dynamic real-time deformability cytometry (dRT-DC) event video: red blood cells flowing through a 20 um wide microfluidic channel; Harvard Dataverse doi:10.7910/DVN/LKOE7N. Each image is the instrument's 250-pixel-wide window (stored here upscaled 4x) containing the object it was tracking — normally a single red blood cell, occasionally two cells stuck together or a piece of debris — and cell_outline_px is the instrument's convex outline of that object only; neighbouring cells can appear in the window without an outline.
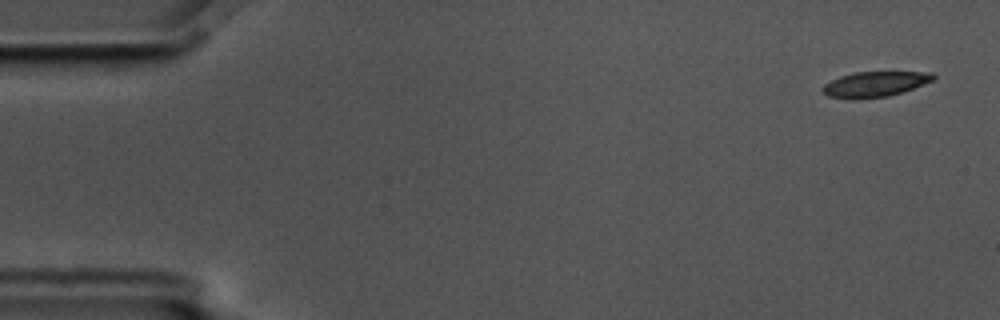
{"species": "common noctule bat (a hibernating species)", "species_latin": "Nyctalus noctula", "temperature_condition": "cold", "stored_images_in_passage": 4, "camera_frame_rate_fps": 3000, "um_per_image_px": 0.085, "animal": {"sex": "male", "body_mass_g": 17.5, "forearm_length_mm": 52.3}, "frame": {"image": 1, "passage_image": 1, "time_ms": 0.0, "image_size_px": [1000, 320], "cell_outline_px": [[936, 76], [932, 80], [912, 88], [888, 96], [852, 100], [828, 96], [820, 88], [824, 84], [840, 76], [856, 72], [932, 72]], "centroid_in_image_um": [74.31, 7.16], "position_along_channel_um": 10.7, "area_um2": 16.18}}